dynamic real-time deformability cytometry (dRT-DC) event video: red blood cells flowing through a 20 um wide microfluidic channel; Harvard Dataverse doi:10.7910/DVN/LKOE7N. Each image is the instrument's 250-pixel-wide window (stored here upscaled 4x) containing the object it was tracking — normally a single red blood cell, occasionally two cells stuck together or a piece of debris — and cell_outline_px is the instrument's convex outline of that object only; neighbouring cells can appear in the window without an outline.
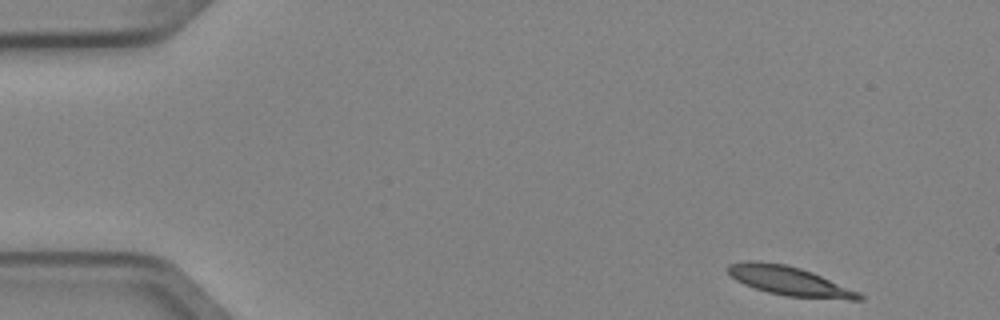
{"species": "Egyptian fruit bat (a non-hibernating species)", "species_latin": "Rousettus aegyptiacus", "temperature_condition": "cold", "stored_images_in_passage": 3, "camera_frame_rate_fps": 3000, "um_per_image_px": 0.085, "animal": {"sex": "female"}, "frame": {"image": 1, "passage_image": 1, "time_ms": 0.0, "image_size_px": [1000, 320], "cell_outline_px": [[864, 300], [848, 300], [784, 296], [768, 292], [744, 284], [736, 280], [728, 272], [728, 264], [748, 260], [756, 260], [784, 264], [800, 268], [812, 272], [860, 292], [864, 296]], "centroid_in_image_um": [67.13, 23.89], "position_along_channel_um": 17.9, "area_um2": 22.31}}
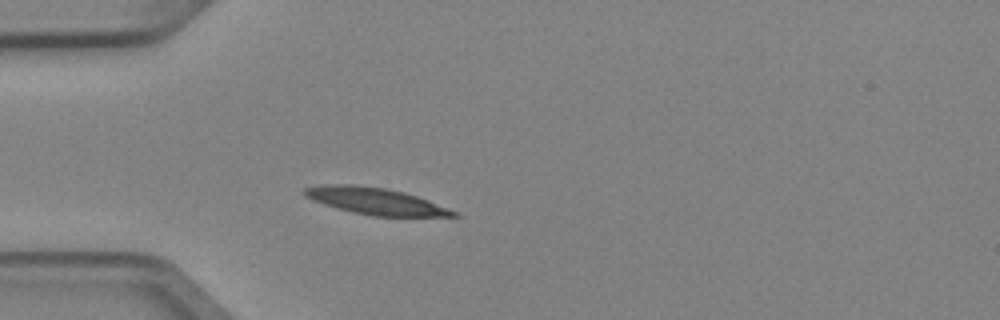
{"frame": {"image": 2, "passage_image": 3, "time_ms": 0.667, "image_size_px": [1000, 320], "cell_outline_px": [[460, 216], [372, 216], [352, 212], [336, 208], [312, 200], [304, 196], [300, 192], [304, 188], [320, 184], [352, 184], [384, 188], [404, 192], [428, 200], [460, 212]], "centroid_in_image_um": [31.88, 17.09], "position_along_channel_um": 53.1, "area_um2": 23.35}}